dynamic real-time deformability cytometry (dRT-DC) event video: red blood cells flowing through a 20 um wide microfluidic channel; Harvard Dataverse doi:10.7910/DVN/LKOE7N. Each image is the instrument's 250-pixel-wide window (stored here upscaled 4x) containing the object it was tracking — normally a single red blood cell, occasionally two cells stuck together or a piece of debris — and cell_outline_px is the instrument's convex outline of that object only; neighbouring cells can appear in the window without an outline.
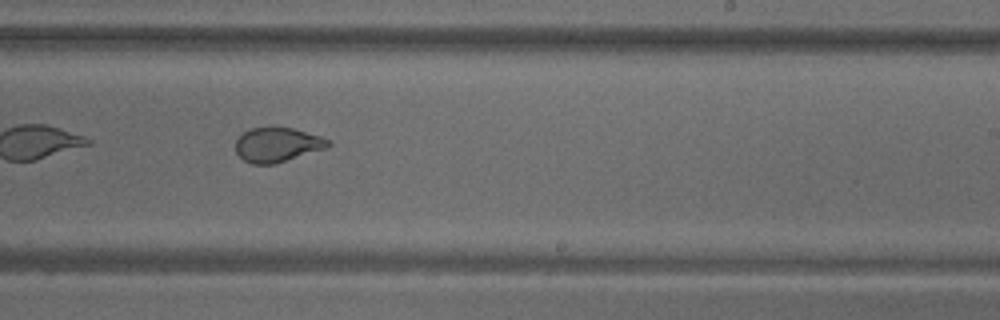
{"species": "common noctule bat (a hibernating species)", "species_latin": "Nyctalus noctula", "temperature_condition": "warm", "stored_images_in_passage": 46, "camera_frame_rate_fps": 3000, "um_per_image_px": 0.085, "animal": {"sex": "male", "body_mass_g": 18.8}, "frame": {"image": 1, "passage_image": 20, "time_ms": 6.333, "image_size_px": [1000, 320], "cell_outline_px": [[332, 144], [328, 148], [272, 164], [252, 164], [244, 160], [236, 152], [236, 140], [244, 132], [252, 128], [292, 128], [320, 136], [332, 140]], "centroid_in_image_um": [23.61, 12.31], "position_along_channel_um": 265.4, "area_um2": 18.38}}